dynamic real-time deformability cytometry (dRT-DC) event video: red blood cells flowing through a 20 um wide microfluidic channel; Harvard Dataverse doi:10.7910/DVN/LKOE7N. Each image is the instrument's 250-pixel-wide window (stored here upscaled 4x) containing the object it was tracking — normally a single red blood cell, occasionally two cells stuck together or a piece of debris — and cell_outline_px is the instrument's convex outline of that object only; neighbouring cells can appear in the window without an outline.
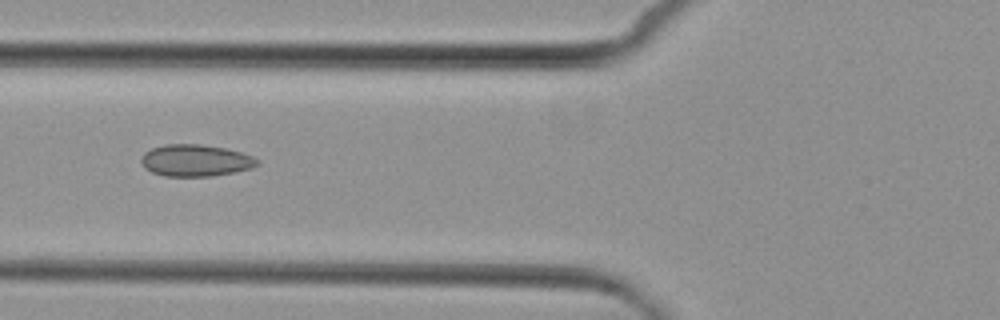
{"species": "common noctule bat (a hibernating species)", "species_latin": "Nyctalus noctula", "temperature_condition": "cold", "stored_images_in_passage": 8, "camera_frame_rate_fps": 3000, "um_per_image_px": 0.085, "animal": {"sex": "female", "body_mass_g": 29.2, "forearm_length_mm": 56.3}, "frame": {"image": 1, "passage_image": 5, "time_ms": 5.667, "image_size_px": [1000, 320], "cell_outline_px": [[260, 164], [252, 168], [236, 172], [212, 176], [164, 176], [152, 172], [144, 168], [140, 160], [144, 152], [152, 148], [164, 144], [200, 144], [224, 148], [240, 152], [252, 156], [260, 160]], "centroid_in_image_um": [16.63, 13.64], "position_along_channel_um": 109.2, "area_um2": 21.68}}
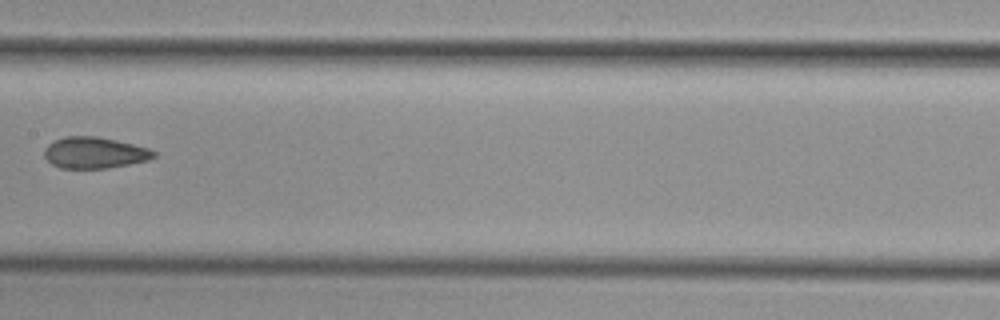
{"frame": {"image": 2, "passage_image": 7, "time_ms": 8.0, "image_size_px": [1000, 320], "cell_outline_px": [[156, 156], [148, 160], [108, 168], [60, 168], [52, 164], [44, 156], [44, 148], [48, 144], [64, 136], [96, 136], [116, 140], [148, 148], [156, 152]], "centroid_in_image_um": [8.02, 12.98], "position_along_channel_um": 199.4, "area_um2": 19.88}}
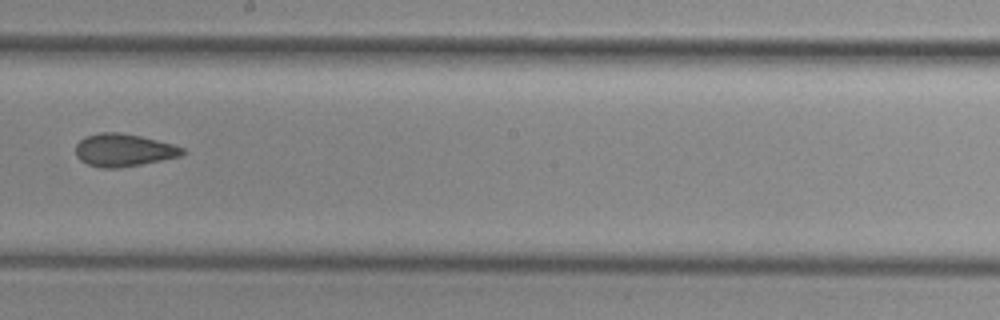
{"frame": {"image": 3, "passage_image": 8, "time_ms": 9.0, "image_size_px": [1000, 320], "cell_outline_px": [[188, 152], [180, 156], [120, 168], [100, 168], [88, 164], [80, 160], [76, 156], [76, 144], [84, 136], [100, 132], [120, 132], [140, 136], [172, 144], [184, 148]], "centroid_in_image_um": [10.49, 12.75], "position_along_channel_um": 237.7, "area_um2": 20.35}}